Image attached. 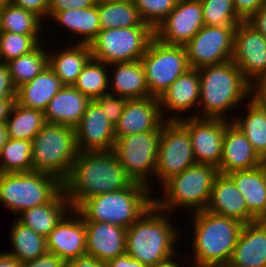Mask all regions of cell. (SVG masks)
Masks as SVG:
<instances>
[{"label": "cell", "instance_id": "cell-1", "mask_svg": "<svg viewBox=\"0 0 266 267\" xmlns=\"http://www.w3.org/2000/svg\"><path fill=\"white\" fill-rule=\"evenodd\" d=\"M133 183L110 150L79 152L62 185L71 208L76 209L84 200L128 188Z\"/></svg>", "mask_w": 266, "mask_h": 267}, {"label": "cell", "instance_id": "cell-2", "mask_svg": "<svg viewBox=\"0 0 266 267\" xmlns=\"http://www.w3.org/2000/svg\"><path fill=\"white\" fill-rule=\"evenodd\" d=\"M200 76V105L202 113L189 117L223 119L227 118L228 110L250 97L251 85L243 77L240 69L232 60L208 65L198 69ZM203 106V107H202ZM203 114V115H202Z\"/></svg>", "mask_w": 266, "mask_h": 267}, {"label": "cell", "instance_id": "cell-3", "mask_svg": "<svg viewBox=\"0 0 266 267\" xmlns=\"http://www.w3.org/2000/svg\"><path fill=\"white\" fill-rule=\"evenodd\" d=\"M191 214L194 220L192 267H226L244 224L207 210Z\"/></svg>", "mask_w": 266, "mask_h": 267}, {"label": "cell", "instance_id": "cell-4", "mask_svg": "<svg viewBox=\"0 0 266 267\" xmlns=\"http://www.w3.org/2000/svg\"><path fill=\"white\" fill-rule=\"evenodd\" d=\"M168 215L152 204L127 228L126 253L149 267L175 255L179 233Z\"/></svg>", "mask_w": 266, "mask_h": 267}, {"label": "cell", "instance_id": "cell-5", "mask_svg": "<svg viewBox=\"0 0 266 267\" xmlns=\"http://www.w3.org/2000/svg\"><path fill=\"white\" fill-rule=\"evenodd\" d=\"M149 187L134 182L130 187L84 200L75 210L84 221L107 222L129 228L153 204Z\"/></svg>", "mask_w": 266, "mask_h": 267}, {"label": "cell", "instance_id": "cell-6", "mask_svg": "<svg viewBox=\"0 0 266 267\" xmlns=\"http://www.w3.org/2000/svg\"><path fill=\"white\" fill-rule=\"evenodd\" d=\"M219 174L214 166L196 163L165 181L162 184L164 198H153V204L165 212L180 207L194 212L205 210Z\"/></svg>", "mask_w": 266, "mask_h": 267}, {"label": "cell", "instance_id": "cell-7", "mask_svg": "<svg viewBox=\"0 0 266 267\" xmlns=\"http://www.w3.org/2000/svg\"><path fill=\"white\" fill-rule=\"evenodd\" d=\"M78 153L75 128L46 123L32 139L33 171L53 175L63 182Z\"/></svg>", "mask_w": 266, "mask_h": 267}, {"label": "cell", "instance_id": "cell-8", "mask_svg": "<svg viewBox=\"0 0 266 267\" xmlns=\"http://www.w3.org/2000/svg\"><path fill=\"white\" fill-rule=\"evenodd\" d=\"M62 189V181L47 173H0V203L15 215L50 202Z\"/></svg>", "mask_w": 266, "mask_h": 267}, {"label": "cell", "instance_id": "cell-9", "mask_svg": "<svg viewBox=\"0 0 266 267\" xmlns=\"http://www.w3.org/2000/svg\"><path fill=\"white\" fill-rule=\"evenodd\" d=\"M154 37L153 27L101 30L90 43L92 58L108 65L141 60Z\"/></svg>", "mask_w": 266, "mask_h": 267}, {"label": "cell", "instance_id": "cell-10", "mask_svg": "<svg viewBox=\"0 0 266 267\" xmlns=\"http://www.w3.org/2000/svg\"><path fill=\"white\" fill-rule=\"evenodd\" d=\"M141 62L150 96L158 99L181 74L190 69L184 46L165 44L156 37Z\"/></svg>", "mask_w": 266, "mask_h": 267}, {"label": "cell", "instance_id": "cell-11", "mask_svg": "<svg viewBox=\"0 0 266 267\" xmlns=\"http://www.w3.org/2000/svg\"><path fill=\"white\" fill-rule=\"evenodd\" d=\"M160 134L161 131H149L121 136L115 139L113 148L119 163L134 182L146 185L151 191L148 181L155 174Z\"/></svg>", "mask_w": 266, "mask_h": 267}, {"label": "cell", "instance_id": "cell-12", "mask_svg": "<svg viewBox=\"0 0 266 267\" xmlns=\"http://www.w3.org/2000/svg\"><path fill=\"white\" fill-rule=\"evenodd\" d=\"M196 164L188 129L179 120H166L161 127L154 176L162 185L169 178Z\"/></svg>", "mask_w": 266, "mask_h": 267}, {"label": "cell", "instance_id": "cell-13", "mask_svg": "<svg viewBox=\"0 0 266 267\" xmlns=\"http://www.w3.org/2000/svg\"><path fill=\"white\" fill-rule=\"evenodd\" d=\"M235 29L204 25L184 45L190 68L199 69L232 60Z\"/></svg>", "mask_w": 266, "mask_h": 267}, {"label": "cell", "instance_id": "cell-14", "mask_svg": "<svg viewBox=\"0 0 266 267\" xmlns=\"http://www.w3.org/2000/svg\"><path fill=\"white\" fill-rule=\"evenodd\" d=\"M232 61L250 85L266 74V39L247 21L235 29Z\"/></svg>", "mask_w": 266, "mask_h": 267}, {"label": "cell", "instance_id": "cell-15", "mask_svg": "<svg viewBox=\"0 0 266 267\" xmlns=\"http://www.w3.org/2000/svg\"><path fill=\"white\" fill-rule=\"evenodd\" d=\"M204 26L200 0H178L156 27L155 37L165 44L186 45Z\"/></svg>", "mask_w": 266, "mask_h": 267}, {"label": "cell", "instance_id": "cell-16", "mask_svg": "<svg viewBox=\"0 0 266 267\" xmlns=\"http://www.w3.org/2000/svg\"><path fill=\"white\" fill-rule=\"evenodd\" d=\"M179 121L188 129L196 163L218 168L222 156L225 120L183 117Z\"/></svg>", "mask_w": 266, "mask_h": 267}, {"label": "cell", "instance_id": "cell-17", "mask_svg": "<svg viewBox=\"0 0 266 267\" xmlns=\"http://www.w3.org/2000/svg\"><path fill=\"white\" fill-rule=\"evenodd\" d=\"M79 152L110 151L115 144V127L107 119L100 105L91 100L75 127Z\"/></svg>", "mask_w": 266, "mask_h": 267}, {"label": "cell", "instance_id": "cell-18", "mask_svg": "<svg viewBox=\"0 0 266 267\" xmlns=\"http://www.w3.org/2000/svg\"><path fill=\"white\" fill-rule=\"evenodd\" d=\"M165 121L158 98L128 99L115 126V139L130 134L161 131Z\"/></svg>", "mask_w": 266, "mask_h": 267}, {"label": "cell", "instance_id": "cell-19", "mask_svg": "<svg viewBox=\"0 0 266 267\" xmlns=\"http://www.w3.org/2000/svg\"><path fill=\"white\" fill-rule=\"evenodd\" d=\"M69 213L70 217L67 213L46 237L47 251L65 261L86 255L85 221L75 209Z\"/></svg>", "mask_w": 266, "mask_h": 267}, {"label": "cell", "instance_id": "cell-20", "mask_svg": "<svg viewBox=\"0 0 266 267\" xmlns=\"http://www.w3.org/2000/svg\"><path fill=\"white\" fill-rule=\"evenodd\" d=\"M264 160L253 149L244 133L232 121L225 120V133L219 173L227 175L233 171L258 167Z\"/></svg>", "mask_w": 266, "mask_h": 267}, {"label": "cell", "instance_id": "cell-21", "mask_svg": "<svg viewBox=\"0 0 266 267\" xmlns=\"http://www.w3.org/2000/svg\"><path fill=\"white\" fill-rule=\"evenodd\" d=\"M86 254L107 261L126 254V230L107 222L85 221Z\"/></svg>", "mask_w": 266, "mask_h": 267}, {"label": "cell", "instance_id": "cell-22", "mask_svg": "<svg viewBox=\"0 0 266 267\" xmlns=\"http://www.w3.org/2000/svg\"><path fill=\"white\" fill-rule=\"evenodd\" d=\"M159 102L165 120H181L183 117L177 113L186 112L194 108L195 105H199L200 76L198 69L190 68L181 74L161 95ZM164 108L173 116L167 118Z\"/></svg>", "mask_w": 266, "mask_h": 267}, {"label": "cell", "instance_id": "cell-23", "mask_svg": "<svg viewBox=\"0 0 266 267\" xmlns=\"http://www.w3.org/2000/svg\"><path fill=\"white\" fill-rule=\"evenodd\" d=\"M226 267H266V220L243 225Z\"/></svg>", "mask_w": 266, "mask_h": 267}, {"label": "cell", "instance_id": "cell-24", "mask_svg": "<svg viewBox=\"0 0 266 267\" xmlns=\"http://www.w3.org/2000/svg\"><path fill=\"white\" fill-rule=\"evenodd\" d=\"M205 210L237 219L243 224L257 221L247 210L245 199L233 180L224 174L216 177L210 201Z\"/></svg>", "mask_w": 266, "mask_h": 267}, {"label": "cell", "instance_id": "cell-25", "mask_svg": "<svg viewBox=\"0 0 266 267\" xmlns=\"http://www.w3.org/2000/svg\"><path fill=\"white\" fill-rule=\"evenodd\" d=\"M243 195L247 210L256 220H266V165L227 174Z\"/></svg>", "mask_w": 266, "mask_h": 267}, {"label": "cell", "instance_id": "cell-26", "mask_svg": "<svg viewBox=\"0 0 266 267\" xmlns=\"http://www.w3.org/2000/svg\"><path fill=\"white\" fill-rule=\"evenodd\" d=\"M90 101L74 86H63L44 111L46 122L75 128Z\"/></svg>", "mask_w": 266, "mask_h": 267}, {"label": "cell", "instance_id": "cell-27", "mask_svg": "<svg viewBox=\"0 0 266 267\" xmlns=\"http://www.w3.org/2000/svg\"><path fill=\"white\" fill-rule=\"evenodd\" d=\"M62 87L60 78L46 66L30 82L16 89L15 102L25 108L44 112L50 100Z\"/></svg>", "mask_w": 266, "mask_h": 267}, {"label": "cell", "instance_id": "cell-28", "mask_svg": "<svg viewBox=\"0 0 266 267\" xmlns=\"http://www.w3.org/2000/svg\"><path fill=\"white\" fill-rule=\"evenodd\" d=\"M71 210L70 201L62 189L50 202L26 209L16 219L46 238Z\"/></svg>", "mask_w": 266, "mask_h": 267}, {"label": "cell", "instance_id": "cell-29", "mask_svg": "<svg viewBox=\"0 0 266 267\" xmlns=\"http://www.w3.org/2000/svg\"><path fill=\"white\" fill-rule=\"evenodd\" d=\"M109 66L114 67V72L110 73L112 77L109 76L108 81L111 93L128 99H141L150 96L145 69L141 60L112 63Z\"/></svg>", "mask_w": 266, "mask_h": 267}, {"label": "cell", "instance_id": "cell-30", "mask_svg": "<svg viewBox=\"0 0 266 267\" xmlns=\"http://www.w3.org/2000/svg\"><path fill=\"white\" fill-rule=\"evenodd\" d=\"M92 58L89 44L75 43L57 54L48 53V66L60 78L63 86H73L83 67Z\"/></svg>", "mask_w": 266, "mask_h": 267}, {"label": "cell", "instance_id": "cell-31", "mask_svg": "<svg viewBox=\"0 0 266 267\" xmlns=\"http://www.w3.org/2000/svg\"><path fill=\"white\" fill-rule=\"evenodd\" d=\"M59 25L64 26L73 38L80 36L75 43L89 44L97 37L102 30L98 15V2L84 9H70L57 12L52 18ZM75 35V36H74ZM78 35V36H77Z\"/></svg>", "mask_w": 266, "mask_h": 267}, {"label": "cell", "instance_id": "cell-32", "mask_svg": "<svg viewBox=\"0 0 266 267\" xmlns=\"http://www.w3.org/2000/svg\"><path fill=\"white\" fill-rule=\"evenodd\" d=\"M101 29L152 27L145 23L133 0L98 2Z\"/></svg>", "mask_w": 266, "mask_h": 267}, {"label": "cell", "instance_id": "cell-33", "mask_svg": "<svg viewBox=\"0 0 266 267\" xmlns=\"http://www.w3.org/2000/svg\"><path fill=\"white\" fill-rule=\"evenodd\" d=\"M9 233L14 251L6 253L13 256L21 264L32 261L48 252L46 238L16 219L11 225Z\"/></svg>", "mask_w": 266, "mask_h": 267}, {"label": "cell", "instance_id": "cell-34", "mask_svg": "<svg viewBox=\"0 0 266 267\" xmlns=\"http://www.w3.org/2000/svg\"><path fill=\"white\" fill-rule=\"evenodd\" d=\"M247 103L246 116L233 118V123L240 128L253 149L259 156L266 159V108L261 107L255 100ZM243 117V118H242Z\"/></svg>", "mask_w": 266, "mask_h": 267}, {"label": "cell", "instance_id": "cell-35", "mask_svg": "<svg viewBox=\"0 0 266 267\" xmlns=\"http://www.w3.org/2000/svg\"><path fill=\"white\" fill-rule=\"evenodd\" d=\"M45 114L37 109L25 108L16 102L5 124L10 139L30 140L46 124Z\"/></svg>", "mask_w": 266, "mask_h": 267}, {"label": "cell", "instance_id": "cell-36", "mask_svg": "<svg viewBox=\"0 0 266 267\" xmlns=\"http://www.w3.org/2000/svg\"><path fill=\"white\" fill-rule=\"evenodd\" d=\"M42 25H44L43 20L22 7L12 3L0 6V31L21 35H40L43 31Z\"/></svg>", "mask_w": 266, "mask_h": 267}, {"label": "cell", "instance_id": "cell-37", "mask_svg": "<svg viewBox=\"0 0 266 267\" xmlns=\"http://www.w3.org/2000/svg\"><path fill=\"white\" fill-rule=\"evenodd\" d=\"M39 45L32 52L9 60L5 63L8 66L12 83L17 89L21 85L30 82L46 66H48V52Z\"/></svg>", "mask_w": 266, "mask_h": 267}, {"label": "cell", "instance_id": "cell-38", "mask_svg": "<svg viewBox=\"0 0 266 267\" xmlns=\"http://www.w3.org/2000/svg\"><path fill=\"white\" fill-rule=\"evenodd\" d=\"M104 62L91 58L83 67L81 73L73 85L77 90L90 100L99 98L102 94L109 92V73Z\"/></svg>", "mask_w": 266, "mask_h": 267}, {"label": "cell", "instance_id": "cell-39", "mask_svg": "<svg viewBox=\"0 0 266 267\" xmlns=\"http://www.w3.org/2000/svg\"><path fill=\"white\" fill-rule=\"evenodd\" d=\"M0 173L33 171L32 141L8 139L0 152Z\"/></svg>", "mask_w": 266, "mask_h": 267}, {"label": "cell", "instance_id": "cell-40", "mask_svg": "<svg viewBox=\"0 0 266 267\" xmlns=\"http://www.w3.org/2000/svg\"><path fill=\"white\" fill-rule=\"evenodd\" d=\"M204 25L237 27L243 20L237 15L233 0H200Z\"/></svg>", "mask_w": 266, "mask_h": 267}, {"label": "cell", "instance_id": "cell-41", "mask_svg": "<svg viewBox=\"0 0 266 267\" xmlns=\"http://www.w3.org/2000/svg\"><path fill=\"white\" fill-rule=\"evenodd\" d=\"M39 35H21L12 32L0 31V61L9 60L26 55L35 50L41 43ZM40 42V43H39Z\"/></svg>", "mask_w": 266, "mask_h": 267}, {"label": "cell", "instance_id": "cell-42", "mask_svg": "<svg viewBox=\"0 0 266 267\" xmlns=\"http://www.w3.org/2000/svg\"><path fill=\"white\" fill-rule=\"evenodd\" d=\"M178 0H133L142 20L154 29L175 8Z\"/></svg>", "mask_w": 266, "mask_h": 267}, {"label": "cell", "instance_id": "cell-43", "mask_svg": "<svg viewBox=\"0 0 266 267\" xmlns=\"http://www.w3.org/2000/svg\"><path fill=\"white\" fill-rule=\"evenodd\" d=\"M95 101L100 105L107 119L115 127L124 111L128 98L116 95L110 91L102 94Z\"/></svg>", "mask_w": 266, "mask_h": 267}, {"label": "cell", "instance_id": "cell-44", "mask_svg": "<svg viewBox=\"0 0 266 267\" xmlns=\"http://www.w3.org/2000/svg\"><path fill=\"white\" fill-rule=\"evenodd\" d=\"M96 0H49L48 18L57 12L70 9H84L96 4Z\"/></svg>", "mask_w": 266, "mask_h": 267}, {"label": "cell", "instance_id": "cell-45", "mask_svg": "<svg viewBox=\"0 0 266 267\" xmlns=\"http://www.w3.org/2000/svg\"><path fill=\"white\" fill-rule=\"evenodd\" d=\"M265 4L266 0H233L234 9L243 21H247Z\"/></svg>", "mask_w": 266, "mask_h": 267}, {"label": "cell", "instance_id": "cell-46", "mask_svg": "<svg viewBox=\"0 0 266 267\" xmlns=\"http://www.w3.org/2000/svg\"><path fill=\"white\" fill-rule=\"evenodd\" d=\"M13 5L37 15L41 20L48 18L49 0H12Z\"/></svg>", "mask_w": 266, "mask_h": 267}, {"label": "cell", "instance_id": "cell-47", "mask_svg": "<svg viewBox=\"0 0 266 267\" xmlns=\"http://www.w3.org/2000/svg\"><path fill=\"white\" fill-rule=\"evenodd\" d=\"M16 88L14 87L5 63L0 64V99H15Z\"/></svg>", "mask_w": 266, "mask_h": 267}, {"label": "cell", "instance_id": "cell-48", "mask_svg": "<svg viewBox=\"0 0 266 267\" xmlns=\"http://www.w3.org/2000/svg\"><path fill=\"white\" fill-rule=\"evenodd\" d=\"M22 267H66V261L55 254L47 252L32 261L22 263Z\"/></svg>", "mask_w": 266, "mask_h": 267}, {"label": "cell", "instance_id": "cell-49", "mask_svg": "<svg viewBox=\"0 0 266 267\" xmlns=\"http://www.w3.org/2000/svg\"><path fill=\"white\" fill-rule=\"evenodd\" d=\"M251 95L261 107L266 108V74L251 85Z\"/></svg>", "mask_w": 266, "mask_h": 267}, {"label": "cell", "instance_id": "cell-50", "mask_svg": "<svg viewBox=\"0 0 266 267\" xmlns=\"http://www.w3.org/2000/svg\"><path fill=\"white\" fill-rule=\"evenodd\" d=\"M66 267H106L105 263L94 256L83 255L66 261Z\"/></svg>", "mask_w": 266, "mask_h": 267}, {"label": "cell", "instance_id": "cell-51", "mask_svg": "<svg viewBox=\"0 0 266 267\" xmlns=\"http://www.w3.org/2000/svg\"><path fill=\"white\" fill-rule=\"evenodd\" d=\"M106 267H149L142 264L139 260H135L127 253L121 256H117L105 263Z\"/></svg>", "mask_w": 266, "mask_h": 267}, {"label": "cell", "instance_id": "cell-52", "mask_svg": "<svg viewBox=\"0 0 266 267\" xmlns=\"http://www.w3.org/2000/svg\"><path fill=\"white\" fill-rule=\"evenodd\" d=\"M247 22L257 29L266 39V4L254 13Z\"/></svg>", "mask_w": 266, "mask_h": 267}, {"label": "cell", "instance_id": "cell-53", "mask_svg": "<svg viewBox=\"0 0 266 267\" xmlns=\"http://www.w3.org/2000/svg\"><path fill=\"white\" fill-rule=\"evenodd\" d=\"M14 103L15 99H0V124L6 122Z\"/></svg>", "mask_w": 266, "mask_h": 267}, {"label": "cell", "instance_id": "cell-54", "mask_svg": "<svg viewBox=\"0 0 266 267\" xmlns=\"http://www.w3.org/2000/svg\"><path fill=\"white\" fill-rule=\"evenodd\" d=\"M0 267H22V264L6 252L0 253Z\"/></svg>", "mask_w": 266, "mask_h": 267}, {"label": "cell", "instance_id": "cell-55", "mask_svg": "<svg viewBox=\"0 0 266 267\" xmlns=\"http://www.w3.org/2000/svg\"><path fill=\"white\" fill-rule=\"evenodd\" d=\"M175 256H177V255H173V256H171V257H169V258H167V259H165L163 261H160V262L154 264L151 267H182V266H180V262L178 260L174 261V259L176 258Z\"/></svg>", "mask_w": 266, "mask_h": 267}, {"label": "cell", "instance_id": "cell-56", "mask_svg": "<svg viewBox=\"0 0 266 267\" xmlns=\"http://www.w3.org/2000/svg\"><path fill=\"white\" fill-rule=\"evenodd\" d=\"M9 137L5 123L0 124V152L7 143Z\"/></svg>", "mask_w": 266, "mask_h": 267}, {"label": "cell", "instance_id": "cell-57", "mask_svg": "<svg viewBox=\"0 0 266 267\" xmlns=\"http://www.w3.org/2000/svg\"><path fill=\"white\" fill-rule=\"evenodd\" d=\"M12 0H0V6L11 3Z\"/></svg>", "mask_w": 266, "mask_h": 267}, {"label": "cell", "instance_id": "cell-58", "mask_svg": "<svg viewBox=\"0 0 266 267\" xmlns=\"http://www.w3.org/2000/svg\"><path fill=\"white\" fill-rule=\"evenodd\" d=\"M112 1H125V0H96V2H112Z\"/></svg>", "mask_w": 266, "mask_h": 267}]
</instances>
